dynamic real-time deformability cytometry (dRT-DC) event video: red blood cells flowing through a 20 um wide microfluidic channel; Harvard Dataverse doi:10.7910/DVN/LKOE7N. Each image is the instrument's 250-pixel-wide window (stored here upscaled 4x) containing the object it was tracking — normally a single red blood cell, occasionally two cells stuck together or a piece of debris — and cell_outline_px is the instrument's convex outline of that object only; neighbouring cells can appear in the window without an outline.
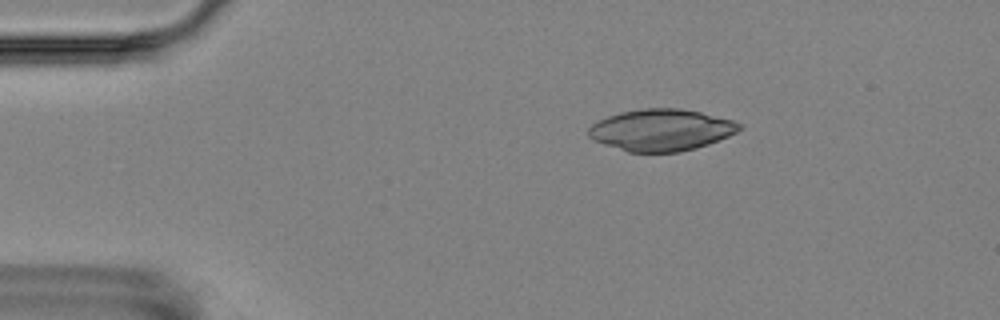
{"species": "Egyptian fruit bat (a non-hibernating species)", "species_latin": "Rousettus aegyptiacus", "temperature_condition": "room temperature", "stored_images_in_passage": 5, "camera_frame_rate_fps": 3000, "um_per_image_px": 0.085, "animal": {"sex": "female"}, "frame": {"image": 1, "passage_image": 3, "time_ms": 2.333, "image_size_px": [1000, 320], "cell_outline_px": [[744, 124], [736, 132], [728, 136], [708, 144], [696, 148], [680, 152], [628, 152], [592, 140], [588, 136], [588, 128], [592, 124], [608, 116], [620, 112], [644, 108], [680, 108], [700, 112], [732, 120]], "centroid_in_image_um": [56.19, 11.05], "position_along_channel_um": 28.8, "area_um2": 36.59}}